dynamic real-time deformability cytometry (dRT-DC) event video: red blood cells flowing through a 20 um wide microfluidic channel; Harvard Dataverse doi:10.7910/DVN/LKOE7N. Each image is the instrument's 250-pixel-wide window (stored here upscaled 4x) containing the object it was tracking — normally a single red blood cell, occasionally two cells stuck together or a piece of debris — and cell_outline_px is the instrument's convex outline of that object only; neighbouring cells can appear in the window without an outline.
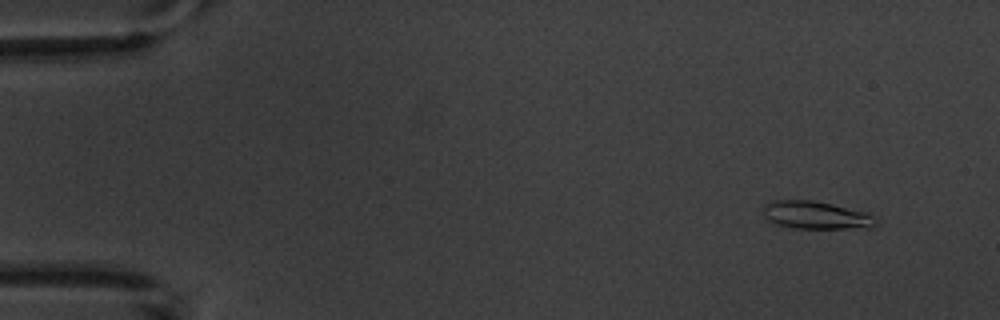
{"species": "common noctule bat (a hibernating species)", "species_latin": "Nyctalus noctula", "temperature_condition": "warm", "stored_images_in_passage": 6, "camera_frame_rate_fps": 3000, "um_per_image_px": 0.085, "animal": {"sex": "male", "body_mass_g": 20.1, "forearm_length_mm": 53.5}, "frame": {"image": 1, "passage_image": 2, "time_ms": 1.0, "image_size_px": [1000, 320], "cell_outline_px": [[876, 224], [868, 228], [796, 228], [772, 224], [764, 216], [764, 208], [772, 200], [812, 200], [832, 204], [868, 212], [872, 216]], "centroid_in_image_um": [69.34, 18.29], "position_along_channel_um": 15.7, "area_um2": 18.15}}
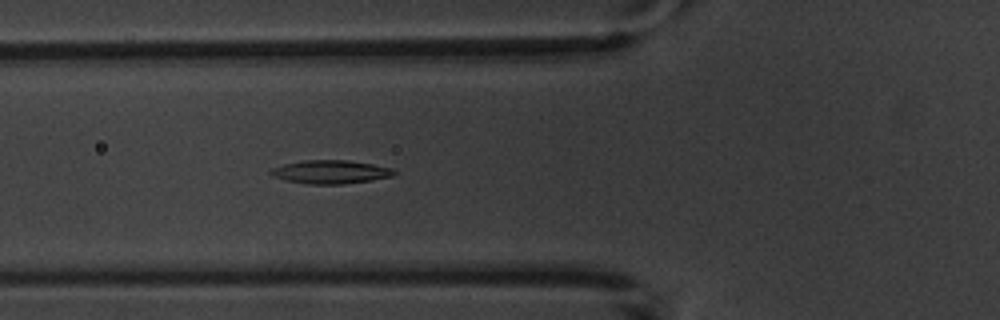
{"frame": {"image": 2, "passage_image": 6, "time_ms": 6.333, "image_size_px": [1000, 320], "cell_outline_px": [[396, 172], [392, 176], [372, 180], [340, 184], [308, 184], [284, 180], [272, 176], [268, 172], [272, 168], [284, 164], [304, 160], [348, 160], [372, 164], [392, 168]], "centroid_in_image_um": [28.07, 14.61], "position_along_channel_um": 97.7, "area_um2": 16.82}}